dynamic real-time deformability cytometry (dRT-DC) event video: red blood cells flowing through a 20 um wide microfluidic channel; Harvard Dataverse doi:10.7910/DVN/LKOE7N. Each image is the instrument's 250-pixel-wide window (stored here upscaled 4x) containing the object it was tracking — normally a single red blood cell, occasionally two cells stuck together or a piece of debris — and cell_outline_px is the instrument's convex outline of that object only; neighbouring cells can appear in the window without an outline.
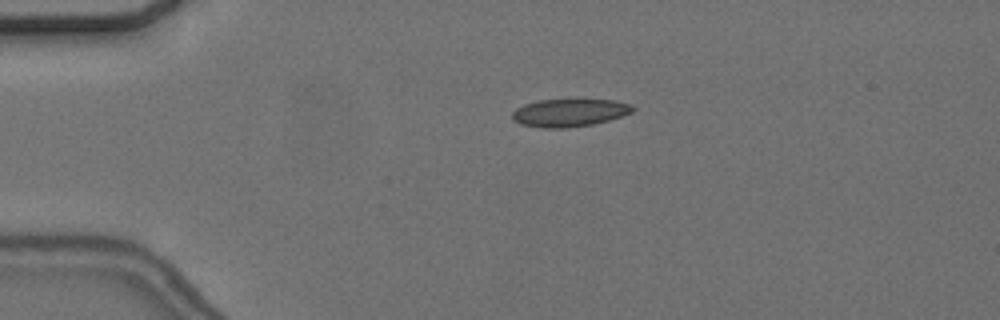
{"species": "common noctule bat (a hibernating species)", "species_latin": "Nyctalus noctula", "temperature_condition": "cold", "stored_images_in_passage": 51, "camera_frame_rate_fps": 3000, "um_per_image_px": 0.085, "animal": {"sex": "female", "body_mass_g": 24.6, "forearm_length_mm": 56.2}, "frame": {"image": 1, "passage_image": 7, "time_ms": 2.0, "image_size_px": [1000, 320], "cell_outline_px": [[636, 108], [632, 112], [608, 120], [592, 124], [568, 128], [544, 128], [520, 124], [512, 120], [512, 112], [516, 108], [524, 104], [540, 100], [616, 100], [632, 104]], "centroid_in_image_um": [48.39, 9.58], "position_along_channel_um": 36.6, "area_um2": 19.48}}
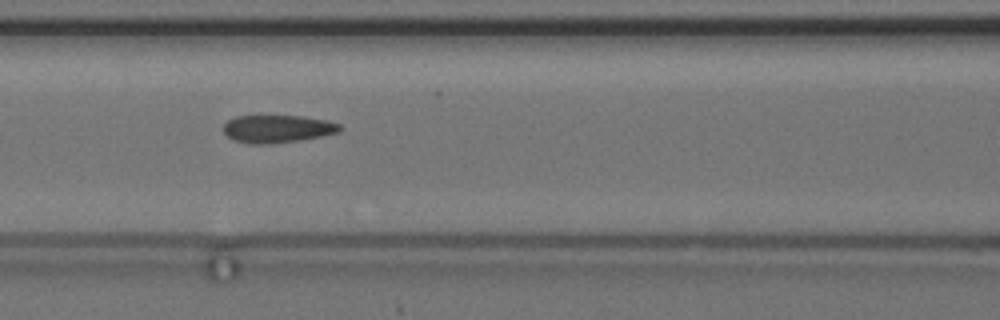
{"frame": {"image": 2, "passage_image": 19, "time_ms": 6.0, "image_size_px": [1000, 320], "cell_outline_px": [[340, 132], [324, 136], [300, 140], [268, 144], [248, 144], [232, 140], [224, 132], [224, 124], [228, 120], [236, 116], [304, 116], [328, 120], [340, 124]], "centroid_in_image_um": [23.59, 10.95], "position_along_channel_um": 143.0, "area_um2": 18.96}}
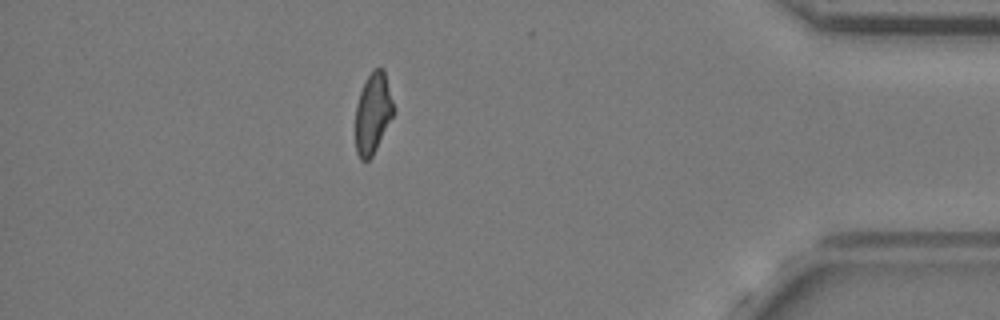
{"frame": {"image": 3, "passage_image": 44, "time_ms": 14.333, "image_size_px": [1000, 320], "cell_outline_px": [[392, 116], [372, 156], [368, 160], [360, 160], [356, 152], [356, 104], [360, 92], [372, 68], [384, 68], [392, 100]], "centroid_in_image_um": [31.67, 9.61], "position_along_channel_um": 403.5, "area_um2": 17.46}, "authors_computed_cell_mechanics": {"area_um2": 19.074, "velocity_mm_per_s": 3.6507, "shape_relaxation_time_tau1_ms": 3.1233, "shape_relaxation_time_tau2_ms": 2.4593, "deformation_change_tau1": 0.1131, "deformation_change_tau2": 0.1153}}